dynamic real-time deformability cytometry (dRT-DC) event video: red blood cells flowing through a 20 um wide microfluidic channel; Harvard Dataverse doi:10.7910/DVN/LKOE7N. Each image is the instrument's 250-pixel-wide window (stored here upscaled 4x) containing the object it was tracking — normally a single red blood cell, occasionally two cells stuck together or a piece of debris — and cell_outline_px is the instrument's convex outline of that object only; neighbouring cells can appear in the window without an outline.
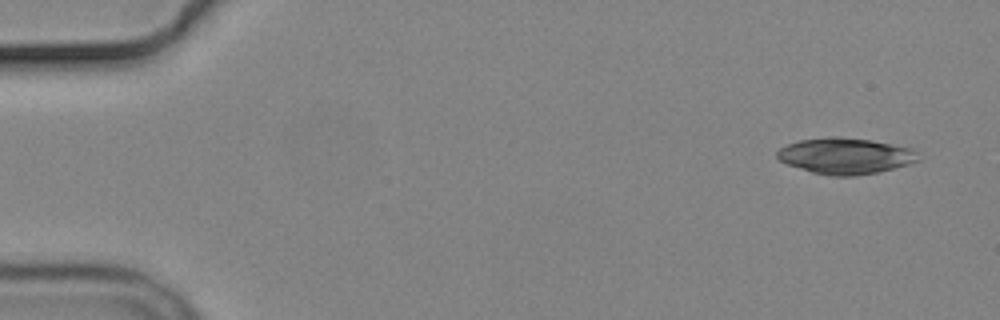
{"species": "common noctule bat (a hibernating species)", "species_latin": "Nyctalus noctula", "temperature_condition": "cold", "stored_images_in_passage": 4, "camera_frame_rate_fps": 3000, "um_per_image_px": 0.085, "animal": {"sex": "male", "body_mass_g": 19.2, "forearm_length_mm": 51.8}, "frame": {"image": 1, "passage_image": 1, "time_ms": 0.0, "image_size_px": [1000, 320], "cell_outline_px": [[920, 160], [908, 164], [880, 172], [856, 176], [828, 176], [812, 172], [788, 164], [780, 160], [776, 156], [776, 152], [780, 148], [788, 144], [800, 140], [832, 136], [836, 136], [872, 140], [912, 148], [916, 152]], "centroid_in_image_um": [71.87, 13.26], "position_along_channel_um": 13.1, "area_um2": 29.71}}